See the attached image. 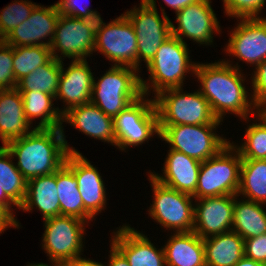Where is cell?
<instances>
[{
  "mask_svg": "<svg viewBox=\"0 0 266 266\" xmlns=\"http://www.w3.org/2000/svg\"><path fill=\"white\" fill-rule=\"evenodd\" d=\"M236 64L233 66L232 63L222 60L207 64L197 63L195 66L194 74L201 82L199 91L209 102L214 116L222 122L223 116L228 112L245 121L249 119L248 114H257L253 111L257 107L244 86L246 79H243L238 63Z\"/></svg>",
  "mask_w": 266,
  "mask_h": 266,
  "instance_id": "6da1fadb",
  "label": "cell"
},
{
  "mask_svg": "<svg viewBox=\"0 0 266 266\" xmlns=\"http://www.w3.org/2000/svg\"><path fill=\"white\" fill-rule=\"evenodd\" d=\"M63 130V127L35 128L6 145L18 160L17 169L27 180L55 173L65 163L68 153L80 154L69 147Z\"/></svg>",
  "mask_w": 266,
  "mask_h": 266,
  "instance_id": "7a4b0ae2",
  "label": "cell"
},
{
  "mask_svg": "<svg viewBox=\"0 0 266 266\" xmlns=\"http://www.w3.org/2000/svg\"><path fill=\"white\" fill-rule=\"evenodd\" d=\"M187 46L185 42L174 35L160 45L155 56L146 65L150 74L148 81L151 84L140 78L142 93L147 95L146 97L151 89L156 96L167 89L181 88L186 77L185 74L187 75L191 71L194 74L197 63L190 61Z\"/></svg>",
  "mask_w": 266,
  "mask_h": 266,
  "instance_id": "3957f363",
  "label": "cell"
},
{
  "mask_svg": "<svg viewBox=\"0 0 266 266\" xmlns=\"http://www.w3.org/2000/svg\"><path fill=\"white\" fill-rule=\"evenodd\" d=\"M138 72L133 67L112 65L97 82L94 77L90 102L114 119L143 95Z\"/></svg>",
  "mask_w": 266,
  "mask_h": 266,
  "instance_id": "277c9868",
  "label": "cell"
},
{
  "mask_svg": "<svg viewBox=\"0 0 266 266\" xmlns=\"http://www.w3.org/2000/svg\"><path fill=\"white\" fill-rule=\"evenodd\" d=\"M242 158L233 142L200 166L195 199L237 195L240 184Z\"/></svg>",
  "mask_w": 266,
  "mask_h": 266,
  "instance_id": "5b68a950",
  "label": "cell"
},
{
  "mask_svg": "<svg viewBox=\"0 0 266 266\" xmlns=\"http://www.w3.org/2000/svg\"><path fill=\"white\" fill-rule=\"evenodd\" d=\"M182 88L167 89L154 96L159 125L221 124L199 89L185 93Z\"/></svg>",
  "mask_w": 266,
  "mask_h": 266,
  "instance_id": "8992f818",
  "label": "cell"
},
{
  "mask_svg": "<svg viewBox=\"0 0 266 266\" xmlns=\"http://www.w3.org/2000/svg\"><path fill=\"white\" fill-rule=\"evenodd\" d=\"M219 125H159V138L169 143L170 149L203 162L218 154L230 143L214 132Z\"/></svg>",
  "mask_w": 266,
  "mask_h": 266,
  "instance_id": "52a82bcc",
  "label": "cell"
},
{
  "mask_svg": "<svg viewBox=\"0 0 266 266\" xmlns=\"http://www.w3.org/2000/svg\"><path fill=\"white\" fill-rule=\"evenodd\" d=\"M145 98L143 94L113 119L116 146L122 151L148 142L154 134L160 137L154 99Z\"/></svg>",
  "mask_w": 266,
  "mask_h": 266,
  "instance_id": "ba28073f",
  "label": "cell"
},
{
  "mask_svg": "<svg viewBox=\"0 0 266 266\" xmlns=\"http://www.w3.org/2000/svg\"><path fill=\"white\" fill-rule=\"evenodd\" d=\"M148 177L154 193L153 204L148 210L151 218L166 230L192 232L195 215L193 196L161 184L150 173Z\"/></svg>",
  "mask_w": 266,
  "mask_h": 266,
  "instance_id": "9c48e42d",
  "label": "cell"
},
{
  "mask_svg": "<svg viewBox=\"0 0 266 266\" xmlns=\"http://www.w3.org/2000/svg\"><path fill=\"white\" fill-rule=\"evenodd\" d=\"M137 37L125 14L106 24L100 18L96 26L94 52H101L115 66L137 69Z\"/></svg>",
  "mask_w": 266,
  "mask_h": 266,
  "instance_id": "30bf717a",
  "label": "cell"
},
{
  "mask_svg": "<svg viewBox=\"0 0 266 266\" xmlns=\"http://www.w3.org/2000/svg\"><path fill=\"white\" fill-rule=\"evenodd\" d=\"M140 3L138 8L135 6L124 13L132 23L138 41L137 70H140V62L143 60L147 65L160 45L172 35L171 21L164 9L161 8L163 18H160L157 8L147 5L143 0Z\"/></svg>",
  "mask_w": 266,
  "mask_h": 266,
  "instance_id": "8fae6325",
  "label": "cell"
},
{
  "mask_svg": "<svg viewBox=\"0 0 266 266\" xmlns=\"http://www.w3.org/2000/svg\"><path fill=\"white\" fill-rule=\"evenodd\" d=\"M43 249L51 262L64 263L81 257L85 222L71 216L59 215L44 219Z\"/></svg>",
  "mask_w": 266,
  "mask_h": 266,
  "instance_id": "7c38bea8",
  "label": "cell"
},
{
  "mask_svg": "<svg viewBox=\"0 0 266 266\" xmlns=\"http://www.w3.org/2000/svg\"><path fill=\"white\" fill-rule=\"evenodd\" d=\"M98 20H88L61 15L56 25L52 44V58L62 61L63 57L86 60L94 52ZM58 51V52H56ZM61 52L62 56H59Z\"/></svg>",
  "mask_w": 266,
  "mask_h": 266,
  "instance_id": "4fadbf2b",
  "label": "cell"
},
{
  "mask_svg": "<svg viewBox=\"0 0 266 266\" xmlns=\"http://www.w3.org/2000/svg\"><path fill=\"white\" fill-rule=\"evenodd\" d=\"M175 14L178 27L171 22V33L182 42L187 37L201 45H211L213 34L221 31L210 0H198Z\"/></svg>",
  "mask_w": 266,
  "mask_h": 266,
  "instance_id": "5bb4252c",
  "label": "cell"
},
{
  "mask_svg": "<svg viewBox=\"0 0 266 266\" xmlns=\"http://www.w3.org/2000/svg\"><path fill=\"white\" fill-rule=\"evenodd\" d=\"M226 46L229 56L256 67L266 59V17L240 18Z\"/></svg>",
  "mask_w": 266,
  "mask_h": 266,
  "instance_id": "9a60e30c",
  "label": "cell"
},
{
  "mask_svg": "<svg viewBox=\"0 0 266 266\" xmlns=\"http://www.w3.org/2000/svg\"><path fill=\"white\" fill-rule=\"evenodd\" d=\"M56 6L44 7L37 5L29 18L14 28L3 41L11 46H48L52 44L59 20ZM49 37L47 42L42 41ZM51 37V38H50Z\"/></svg>",
  "mask_w": 266,
  "mask_h": 266,
  "instance_id": "2e32d148",
  "label": "cell"
},
{
  "mask_svg": "<svg viewBox=\"0 0 266 266\" xmlns=\"http://www.w3.org/2000/svg\"><path fill=\"white\" fill-rule=\"evenodd\" d=\"M237 195L194 199L193 231L202 239L232 230L233 208Z\"/></svg>",
  "mask_w": 266,
  "mask_h": 266,
  "instance_id": "e0dca14e",
  "label": "cell"
},
{
  "mask_svg": "<svg viewBox=\"0 0 266 266\" xmlns=\"http://www.w3.org/2000/svg\"><path fill=\"white\" fill-rule=\"evenodd\" d=\"M64 164L74 173L84 209L94 219L106 206V188L102 176L82 153H68Z\"/></svg>",
  "mask_w": 266,
  "mask_h": 266,
  "instance_id": "ac0fdd59",
  "label": "cell"
},
{
  "mask_svg": "<svg viewBox=\"0 0 266 266\" xmlns=\"http://www.w3.org/2000/svg\"><path fill=\"white\" fill-rule=\"evenodd\" d=\"M93 79L87 59L73 60L67 69L61 61V75L55 99H62L66 103L64 109H61L62 114L72 107L90 103Z\"/></svg>",
  "mask_w": 266,
  "mask_h": 266,
  "instance_id": "d6986e66",
  "label": "cell"
},
{
  "mask_svg": "<svg viewBox=\"0 0 266 266\" xmlns=\"http://www.w3.org/2000/svg\"><path fill=\"white\" fill-rule=\"evenodd\" d=\"M111 242L125 256L130 266H166L163 247L157 249L146 235L129 225L119 227Z\"/></svg>",
  "mask_w": 266,
  "mask_h": 266,
  "instance_id": "ffe728a7",
  "label": "cell"
},
{
  "mask_svg": "<svg viewBox=\"0 0 266 266\" xmlns=\"http://www.w3.org/2000/svg\"><path fill=\"white\" fill-rule=\"evenodd\" d=\"M166 157L163 175L154 172H150V175L167 187L193 195L202 162L172 149H169Z\"/></svg>",
  "mask_w": 266,
  "mask_h": 266,
  "instance_id": "44dd1931",
  "label": "cell"
},
{
  "mask_svg": "<svg viewBox=\"0 0 266 266\" xmlns=\"http://www.w3.org/2000/svg\"><path fill=\"white\" fill-rule=\"evenodd\" d=\"M63 122L69 123L89 137L116 146L113 118L91 102L70 108L63 114Z\"/></svg>",
  "mask_w": 266,
  "mask_h": 266,
  "instance_id": "7402d4cb",
  "label": "cell"
},
{
  "mask_svg": "<svg viewBox=\"0 0 266 266\" xmlns=\"http://www.w3.org/2000/svg\"><path fill=\"white\" fill-rule=\"evenodd\" d=\"M29 128L21 93L16 88L0 90V140L3 146L35 129Z\"/></svg>",
  "mask_w": 266,
  "mask_h": 266,
  "instance_id": "603a6c76",
  "label": "cell"
},
{
  "mask_svg": "<svg viewBox=\"0 0 266 266\" xmlns=\"http://www.w3.org/2000/svg\"><path fill=\"white\" fill-rule=\"evenodd\" d=\"M35 206L43 215V220L60 215L56 172L27 181L26 197L19 209L30 212Z\"/></svg>",
  "mask_w": 266,
  "mask_h": 266,
  "instance_id": "cb8c5ba5",
  "label": "cell"
},
{
  "mask_svg": "<svg viewBox=\"0 0 266 266\" xmlns=\"http://www.w3.org/2000/svg\"><path fill=\"white\" fill-rule=\"evenodd\" d=\"M170 237L163 246L166 266H206L203 239L194 231Z\"/></svg>",
  "mask_w": 266,
  "mask_h": 266,
  "instance_id": "d4e9b609",
  "label": "cell"
},
{
  "mask_svg": "<svg viewBox=\"0 0 266 266\" xmlns=\"http://www.w3.org/2000/svg\"><path fill=\"white\" fill-rule=\"evenodd\" d=\"M206 266H233L244 257V239L235 231L203 239Z\"/></svg>",
  "mask_w": 266,
  "mask_h": 266,
  "instance_id": "484cf974",
  "label": "cell"
},
{
  "mask_svg": "<svg viewBox=\"0 0 266 266\" xmlns=\"http://www.w3.org/2000/svg\"><path fill=\"white\" fill-rule=\"evenodd\" d=\"M23 97V108L26 119L32 124L35 118L41 119L35 128L63 127V114L61 110L53 108V95L41 91H19Z\"/></svg>",
  "mask_w": 266,
  "mask_h": 266,
  "instance_id": "4316f807",
  "label": "cell"
},
{
  "mask_svg": "<svg viewBox=\"0 0 266 266\" xmlns=\"http://www.w3.org/2000/svg\"><path fill=\"white\" fill-rule=\"evenodd\" d=\"M56 184L60 201V215L71 216L85 222L93 218L85 211L74 173L63 164L56 171Z\"/></svg>",
  "mask_w": 266,
  "mask_h": 266,
  "instance_id": "83f0119b",
  "label": "cell"
},
{
  "mask_svg": "<svg viewBox=\"0 0 266 266\" xmlns=\"http://www.w3.org/2000/svg\"><path fill=\"white\" fill-rule=\"evenodd\" d=\"M235 197L232 231L244 240L266 233V211L263 203Z\"/></svg>",
  "mask_w": 266,
  "mask_h": 266,
  "instance_id": "f1b7e54d",
  "label": "cell"
},
{
  "mask_svg": "<svg viewBox=\"0 0 266 266\" xmlns=\"http://www.w3.org/2000/svg\"><path fill=\"white\" fill-rule=\"evenodd\" d=\"M266 204V159H242L237 196Z\"/></svg>",
  "mask_w": 266,
  "mask_h": 266,
  "instance_id": "f546056e",
  "label": "cell"
},
{
  "mask_svg": "<svg viewBox=\"0 0 266 266\" xmlns=\"http://www.w3.org/2000/svg\"><path fill=\"white\" fill-rule=\"evenodd\" d=\"M13 158L6 146H0V188L19 209L26 197L28 180L12 162Z\"/></svg>",
  "mask_w": 266,
  "mask_h": 266,
  "instance_id": "4dcf8cb0",
  "label": "cell"
},
{
  "mask_svg": "<svg viewBox=\"0 0 266 266\" xmlns=\"http://www.w3.org/2000/svg\"><path fill=\"white\" fill-rule=\"evenodd\" d=\"M61 75V61L52 58L47 64L17 82L18 91H41L55 97Z\"/></svg>",
  "mask_w": 266,
  "mask_h": 266,
  "instance_id": "1f68e13d",
  "label": "cell"
},
{
  "mask_svg": "<svg viewBox=\"0 0 266 266\" xmlns=\"http://www.w3.org/2000/svg\"><path fill=\"white\" fill-rule=\"evenodd\" d=\"M51 59V49L48 46H13V73L16 84Z\"/></svg>",
  "mask_w": 266,
  "mask_h": 266,
  "instance_id": "d6a6232c",
  "label": "cell"
},
{
  "mask_svg": "<svg viewBox=\"0 0 266 266\" xmlns=\"http://www.w3.org/2000/svg\"><path fill=\"white\" fill-rule=\"evenodd\" d=\"M257 115L259 123L247 127L244 143L234 147L239 151L242 159H266V121Z\"/></svg>",
  "mask_w": 266,
  "mask_h": 266,
  "instance_id": "836d02e7",
  "label": "cell"
},
{
  "mask_svg": "<svg viewBox=\"0 0 266 266\" xmlns=\"http://www.w3.org/2000/svg\"><path fill=\"white\" fill-rule=\"evenodd\" d=\"M38 4L28 0H16L0 11V40L30 17Z\"/></svg>",
  "mask_w": 266,
  "mask_h": 266,
  "instance_id": "e575fe53",
  "label": "cell"
},
{
  "mask_svg": "<svg viewBox=\"0 0 266 266\" xmlns=\"http://www.w3.org/2000/svg\"><path fill=\"white\" fill-rule=\"evenodd\" d=\"M227 16L240 18H260L259 13L266 0H222Z\"/></svg>",
  "mask_w": 266,
  "mask_h": 266,
  "instance_id": "d590c367",
  "label": "cell"
},
{
  "mask_svg": "<svg viewBox=\"0 0 266 266\" xmlns=\"http://www.w3.org/2000/svg\"><path fill=\"white\" fill-rule=\"evenodd\" d=\"M13 73V46L0 40V90L16 88Z\"/></svg>",
  "mask_w": 266,
  "mask_h": 266,
  "instance_id": "8d00e7d4",
  "label": "cell"
},
{
  "mask_svg": "<svg viewBox=\"0 0 266 266\" xmlns=\"http://www.w3.org/2000/svg\"><path fill=\"white\" fill-rule=\"evenodd\" d=\"M79 3V0H60L56 3V6L61 15L88 20H98L101 18L97 11L89 9L88 5L83 6L80 4V6Z\"/></svg>",
  "mask_w": 266,
  "mask_h": 266,
  "instance_id": "74e56055",
  "label": "cell"
},
{
  "mask_svg": "<svg viewBox=\"0 0 266 266\" xmlns=\"http://www.w3.org/2000/svg\"><path fill=\"white\" fill-rule=\"evenodd\" d=\"M252 74V90L253 94H250L254 106L258 107L266 101V59L261 62Z\"/></svg>",
  "mask_w": 266,
  "mask_h": 266,
  "instance_id": "f35d334b",
  "label": "cell"
},
{
  "mask_svg": "<svg viewBox=\"0 0 266 266\" xmlns=\"http://www.w3.org/2000/svg\"><path fill=\"white\" fill-rule=\"evenodd\" d=\"M244 256L266 264V233L244 240Z\"/></svg>",
  "mask_w": 266,
  "mask_h": 266,
  "instance_id": "ab89813d",
  "label": "cell"
},
{
  "mask_svg": "<svg viewBox=\"0 0 266 266\" xmlns=\"http://www.w3.org/2000/svg\"><path fill=\"white\" fill-rule=\"evenodd\" d=\"M17 206L4 192L3 188H0V211L7 215L14 223L15 229L19 228L20 223L16 221V218L13 214V208Z\"/></svg>",
  "mask_w": 266,
  "mask_h": 266,
  "instance_id": "60d3db41",
  "label": "cell"
},
{
  "mask_svg": "<svg viewBox=\"0 0 266 266\" xmlns=\"http://www.w3.org/2000/svg\"><path fill=\"white\" fill-rule=\"evenodd\" d=\"M147 5L156 8V0H143ZM169 7L175 10V13L184 9L198 0H163Z\"/></svg>",
  "mask_w": 266,
  "mask_h": 266,
  "instance_id": "b9f144b4",
  "label": "cell"
},
{
  "mask_svg": "<svg viewBox=\"0 0 266 266\" xmlns=\"http://www.w3.org/2000/svg\"><path fill=\"white\" fill-rule=\"evenodd\" d=\"M110 249V259L107 266H130L125 256L112 243L110 245Z\"/></svg>",
  "mask_w": 266,
  "mask_h": 266,
  "instance_id": "7bdbcfd3",
  "label": "cell"
},
{
  "mask_svg": "<svg viewBox=\"0 0 266 266\" xmlns=\"http://www.w3.org/2000/svg\"><path fill=\"white\" fill-rule=\"evenodd\" d=\"M61 265L62 266H105L101 262L99 263L91 259H85L83 257L71 259L70 261L64 262Z\"/></svg>",
  "mask_w": 266,
  "mask_h": 266,
  "instance_id": "ee69618b",
  "label": "cell"
},
{
  "mask_svg": "<svg viewBox=\"0 0 266 266\" xmlns=\"http://www.w3.org/2000/svg\"><path fill=\"white\" fill-rule=\"evenodd\" d=\"M233 266H266V264L254 261L244 256L241 260L237 261Z\"/></svg>",
  "mask_w": 266,
  "mask_h": 266,
  "instance_id": "f6af8a7d",
  "label": "cell"
},
{
  "mask_svg": "<svg viewBox=\"0 0 266 266\" xmlns=\"http://www.w3.org/2000/svg\"><path fill=\"white\" fill-rule=\"evenodd\" d=\"M9 227H15V223L7 215H0V233Z\"/></svg>",
  "mask_w": 266,
  "mask_h": 266,
  "instance_id": "bcb514c9",
  "label": "cell"
},
{
  "mask_svg": "<svg viewBox=\"0 0 266 266\" xmlns=\"http://www.w3.org/2000/svg\"><path fill=\"white\" fill-rule=\"evenodd\" d=\"M256 112L266 121V101L257 107Z\"/></svg>",
  "mask_w": 266,
  "mask_h": 266,
  "instance_id": "7dc6e473",
  "label": "cell"
},
{
  "mask_svg": "<svg viewBox=\"0 0 266 266\" xmlns=\"http://www.w3.org/2000/svg\"><path fill=\"white\" fill-rule=\"evenodd\" d=\"M52 263V266H62L60 263H57V262H51ZM27 266H51V265H48V264H45V263H33V264H28Z\"/></svg>",
  "mask_w": 266,
  "mask_h": 266,
  "instance_id": "c3c4849f",
  "label": "cell"
}]
</instances>
